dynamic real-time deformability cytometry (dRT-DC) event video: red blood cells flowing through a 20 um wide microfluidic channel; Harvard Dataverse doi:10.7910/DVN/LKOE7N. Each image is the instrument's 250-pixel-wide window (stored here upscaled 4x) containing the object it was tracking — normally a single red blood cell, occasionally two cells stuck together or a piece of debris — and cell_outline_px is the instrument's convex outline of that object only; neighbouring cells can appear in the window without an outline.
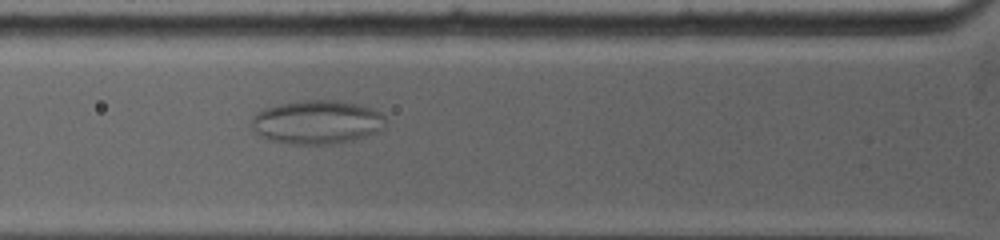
{"species": "common noctule bat (a hibernating species)", "species_latin": "Nyctalus noctula", "temperature_condition": "warm", "stored_images_in_passage": 5, "camera_frame_rate_fps": 5000, "um_per_image_px": 0.085, "animal": {"sex": "female", "body_mass_g": 19.0, "forearm_length_mm": 53.3}, "frame": {"image": 1, "passage_image": 5, "time_ms": 3.2, "image_size_px": [1000, 240], "cell_outline_px": [[384, 124], [380, 132], [332, 144], [292, 144], [276, 140], [264, 136], [256, 132], [252, 128], [252, 116], [256, 112], [264, 108], [276, 104], [304, 100], [340, 100], [372, 108], [380, 112], [384, 116]], "centroid_in_image_um": [26.95, 10.35], "position_along_channel_um": 98.9, "area_um2": 33.87}}